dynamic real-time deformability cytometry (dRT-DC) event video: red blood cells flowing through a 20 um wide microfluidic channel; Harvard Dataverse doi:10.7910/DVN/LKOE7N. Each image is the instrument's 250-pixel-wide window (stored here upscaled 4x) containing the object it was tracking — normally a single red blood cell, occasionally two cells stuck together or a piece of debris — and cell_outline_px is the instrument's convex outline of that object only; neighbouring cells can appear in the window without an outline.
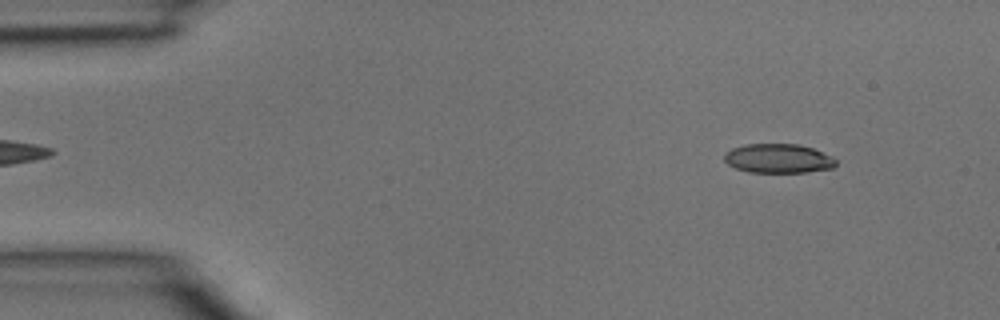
{"species": "common noctule bat (a hibernating species)", "species_latin": "Nyctalus noctula", "temperature_condition": "room temperature", "stored_images_in_passage": 4, "segment_of_instrument_passage": [1, 2], "camera_frame_rate_fps": 3000, "um_per_image_px": 0.085, "animal": {"sex": "male", "body_mass_g": 15.6}, "frame": {"image": 1, "passage_image": 1, "time_ms": 0.0, "image_size_px": [1000, 320], "cell_outline_px": [[836, 164], [832, 168], [804, 172], [748, 172], [736, 168], [728, 164], [724, 160], [724, 152], [732, 148], [744, 144], [800, 144], [812, 148], [832, 156], [836, 160]], "centroid_in_image_um": [66.13, 13.46], "position_along_channel_um": 18.9, "area_um2": 19.02}}